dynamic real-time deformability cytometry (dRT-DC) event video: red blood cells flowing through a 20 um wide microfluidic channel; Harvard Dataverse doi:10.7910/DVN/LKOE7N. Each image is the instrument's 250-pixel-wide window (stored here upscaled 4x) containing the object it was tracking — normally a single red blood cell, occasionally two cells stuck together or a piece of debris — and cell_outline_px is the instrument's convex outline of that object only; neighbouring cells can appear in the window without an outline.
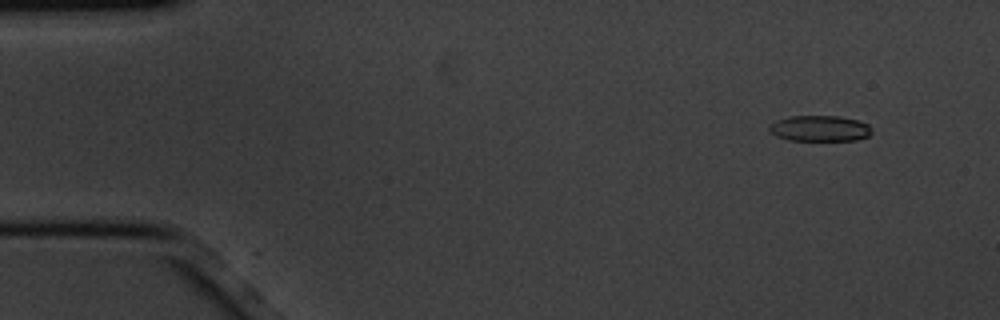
{"species": "common noctule bat (a hibernating species)", "species_latin": "Nyctalus noctula", "temperature_condition": "cold", "stored_images_in_passage": 8, "camera_frame_rate_fps": 3000, "um_per_image_px": 0.085, "animal": {"sex": "male", "body_mass_g": 20.1, "forearm_length_mm": 53.5}, "frame": {"image": 1, "passage_image": 2, "time_ms": 0.333, "image_size_px": [1000, 320], "cell_outline_px": [[872, 132], [868, 136], [856, 140], [788, 140], [776, 136], [768, 128], [776, 120], [788, 116], [836, 116], [856, 120], [868, 124], [872, 128]], "centroid_in_image_um": [69.69, 10.92], "position_along_channel_um": 15.3, "area_um2": 15.32}}
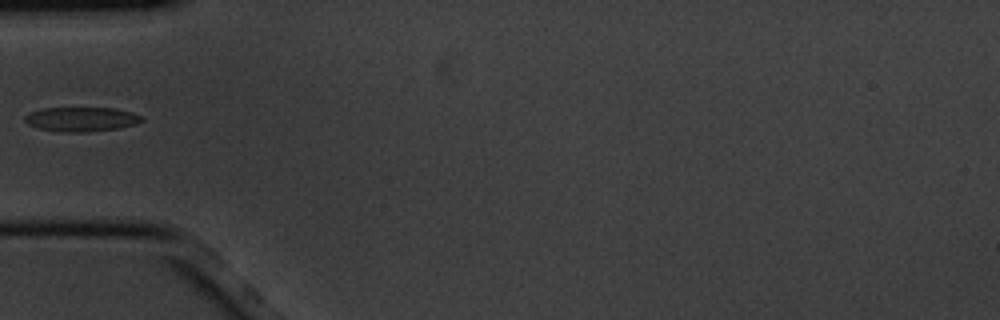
{"frame": {"image": 2, "passage_image": 6, "time_ms": 1.667, "image_size_px": [1000, 320], "cell_outline_px": [[144, 120], [136, 124], [120, 128], [84, 132], [64, 132], [36, 128], [28, 124], [24, 120], [24, 116], [28, 112], [44, 108], [116, 108], [132, 112], [140, 116]], "centroid_in_image_um": [6.89, 10.13], "position_along_channel_um": 78.1, "area_um2": 16.7}}
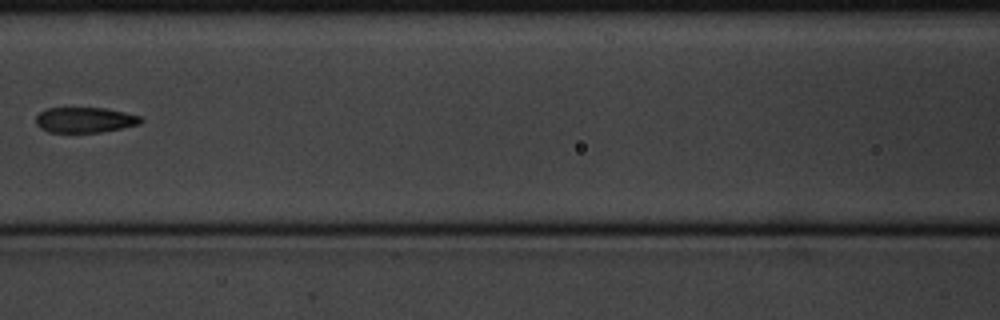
{"frame": {"image": 3, "passage_image": 8, "time_ms": 2.333, "image_size_px": [1000, 320], "cell_outline_px": [[144, 120], [140, 124], [100, 132], [48, 132], [40, 128], [36, 124], [36, 116], [40, 112], [48, 108], [104, 108], [124, 112], [140, 116]], "centroid_in_image_um": [7.2, 10.19], "position_along_channel_um": 159.4, "area_um2": 15.43}}